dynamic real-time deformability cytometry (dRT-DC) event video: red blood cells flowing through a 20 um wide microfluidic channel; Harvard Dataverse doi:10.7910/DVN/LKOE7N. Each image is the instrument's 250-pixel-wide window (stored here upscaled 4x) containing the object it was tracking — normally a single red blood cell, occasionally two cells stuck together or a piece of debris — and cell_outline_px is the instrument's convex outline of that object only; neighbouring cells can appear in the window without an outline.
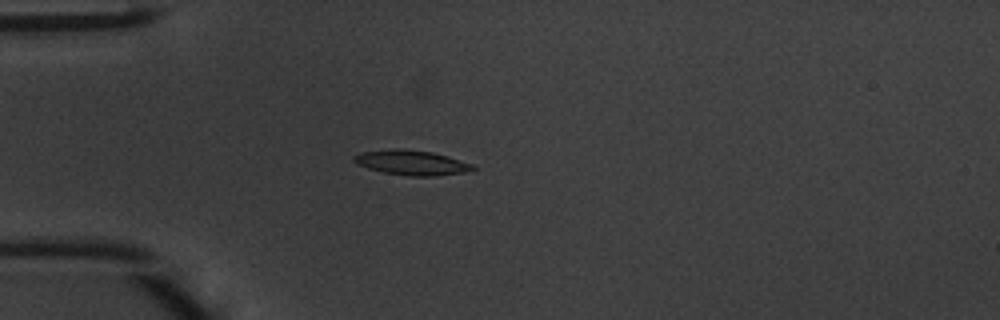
{"species": "common noctule bat (a hibernating species)", "species_latin": "Nyctalus noctula", "temperature_condition": "warm", "stored_images_in_passage": 47, "camera_frame_rate_fps": 3000, "um_per_image_px": 0.085, "animal": {"sex": "male", "body_mass_g": 20.1, "forearm_length_mm": 53.5}, "frame": {"image": 1, "passage_image": 13, "time_ms": 4.0, "image_size_px": [1000, 320], "cell_outline_px": [[476, 168], [464, 172], [432, 176], [408, 176], [384, 172], [368, 168], [356, 164], [352, 160], [352, 156], [364, 152], [396, 148], [400, 148], [432, 152], [472, 164]], "centroid_in_image_um": [34.93, 13.82], "position_along_channel_um": 50.1, "area_um2": 16.94}}
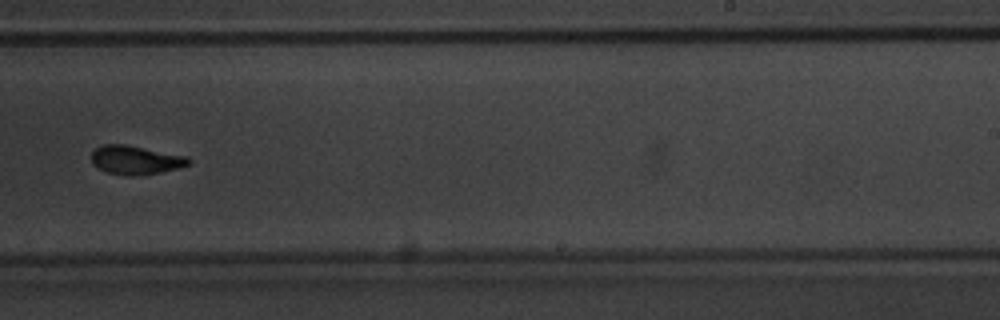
{"frame": {"image": 2, "passage_image": 30, "time_ms": 9.667, "image_size_px": [1000, 320], "cell_outline_px": [[192, 160], [188, 164], [180, 168], [160, 172], [132, 176], [128, 176], [108, 172], [92, 164], [92, 152], [100, 144], [124, 144], [188, 156]], "centroid_in_image_um": [11.54, 13.59], "position_along_channel_um": 277.5, "area_um2": 16.24}}
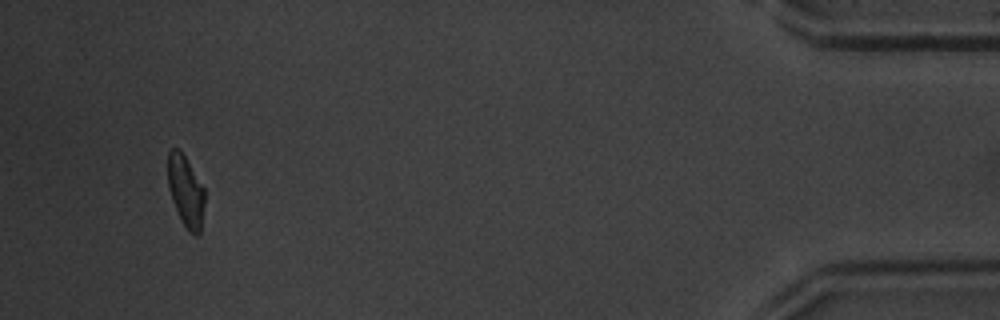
{"frame": {"image": 3, "passage_image": 45, "time_ms": 14.667, "image_size_px": [1000, 320], "cell_outline_px": [[204, 204], [200, 232], [196, 236], [188, 232], [172, 200], [168, 188], [168, 152], [172, 148], [180, 148], [204, 188]], "centroid_in_image_um": [15.78, 16.22], "position_along_channel_um": 419.4, "area_um2": 15.14}, "authors_computed_cell_mechanics": {"area_um2": 16.0684, "velocity_mm_per_s": 4.2567, "shape_relaxation_time_tau1_ms": 3.5791, "shape_relaxation_time_tau2_ms": 2.1097, "deformation_change_tau1": 0.1586, "deformation_change_tau2": 0.0878}}